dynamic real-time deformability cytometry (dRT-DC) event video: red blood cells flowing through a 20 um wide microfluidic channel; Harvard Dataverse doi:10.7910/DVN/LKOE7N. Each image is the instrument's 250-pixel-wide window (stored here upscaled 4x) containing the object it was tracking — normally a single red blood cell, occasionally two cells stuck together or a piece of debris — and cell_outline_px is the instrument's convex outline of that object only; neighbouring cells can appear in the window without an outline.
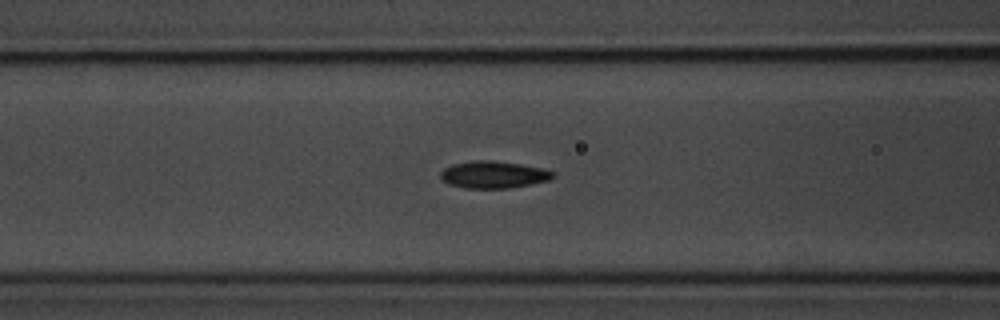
{"species": "common noctule bat (a hibernating species)", "species_latin": "Nyctalus noctula", "temperature_condition": "room temperature", "stored_images_in_passage": 39, "camera_frame_rate_fps": 3000, "um_per_image_px": 0.085, "animal": {"sex": "male", "body_mass_g": 20.1, "forearm_length_mm": 53.5}, "frame": {"image": 1, "passage_image": 9, "time_ms": 2.667, "image_size_px": [1000, 320], "cell_outline_px": [[556, 176], [548, 180], [532, 184], [508, 188], [464, 188], [448, 184], [440, 176], [440, 172], [444, 168], [452, 164], [476, 160], [492, 160], [520, 164], [544, 168], [556, 172]], "centroid_in_image_um": [41.97, 14.84], "position_along_channel_um": 124.6, "area_um2": 17.86}}
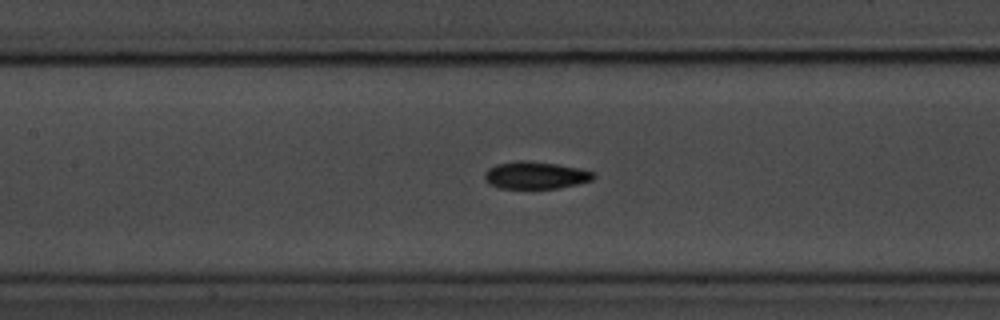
{"frame": {"image": 2, "passage_image": 12, "time_ms": 3.667, "image_size_px": [1000, 320], "cell_outline_px": [[596, 176], [592, 180], [576, 184], [556, 188], [500, 188], [488, 184], [484, 180], [484, 172], [488, 168], [496, 164], [520, 160], [524, 160], [556, 164], [580, 168], [596, 172]], "centroid_in_image_um": [45.5, 14.89], "position_along_channel_um": 161.9, "area_um2": 17.4}}
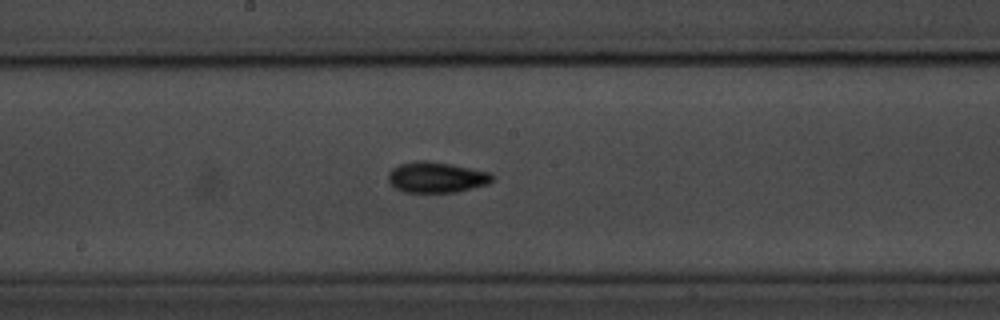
{"frame": {"image": 3, "passage_image": 16, "time_ms": 5.0, "image_size_px": [1000, 320], "cell_outline_px": [[492, 180], [488, 184], [456, 192], [404, 192], [396, 188], [388, 180], [388, 172], [392, 168], [400, 164], [416, 160], [424, 160], [448, 164], [492, 172]], "centroid_in_image_um": [37.08, 15.07], "position_along_channel_um": 211.1, "area_um2": 18.5}}